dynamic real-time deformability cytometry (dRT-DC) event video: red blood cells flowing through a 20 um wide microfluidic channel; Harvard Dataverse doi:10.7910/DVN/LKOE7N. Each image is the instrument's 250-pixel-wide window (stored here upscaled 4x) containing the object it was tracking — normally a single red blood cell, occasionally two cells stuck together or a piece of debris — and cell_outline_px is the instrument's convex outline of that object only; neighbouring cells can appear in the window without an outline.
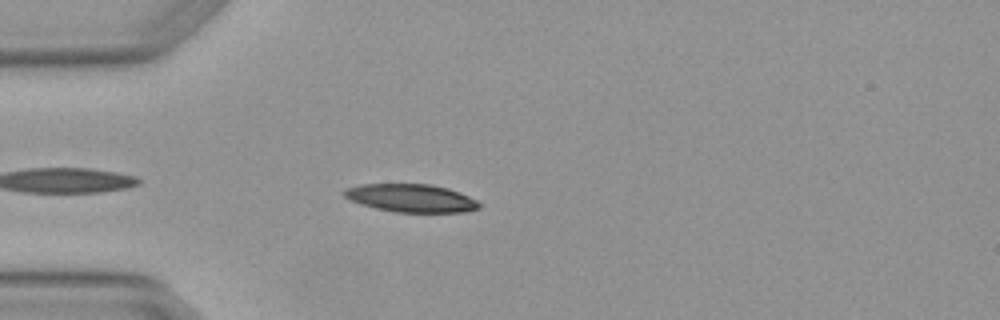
{"species": "Egyptian fruit bat (a non-hibernating species)", "species_latin": "Rousettus aegyptiacus", "temperature_condition": "warm", "stored_images_in_passage": 5, "camera_frame_rate_fps": 3000, "um_per_image_px": 0.085, "animal": {"sex": "female"}, "frame": {"image": 1, "passage_image": 4, "time_ms": 1.0, "image_size_px": [1000, 320], "cell_outline_px": [[480, 208], [464, 212], [396, 212], [376, 208], [360, 204], [344, 196], [340, 192], [344, 188], [360, 184], [432, 184], [448, 188], [460, 192], [476, 200], [480, 204]], "centroid_in_image_um": [34.92, 16.83], "position_along_channel_um": 50.1, "area_um2": 22.14}}